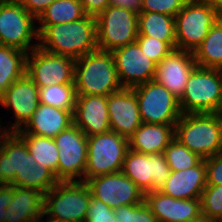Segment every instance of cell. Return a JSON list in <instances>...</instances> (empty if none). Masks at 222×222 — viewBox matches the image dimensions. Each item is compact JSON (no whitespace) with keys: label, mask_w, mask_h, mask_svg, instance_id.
<instances>
[{"label":"cell","mask_w":222,"mask_h":222,"mask_svg":"<svg viewBox=\"0 0 222 222\" xmlns=\"http://www.w3.org/2000/svg\"><path fill=\"white\" fill-rule=\"evenodd\" d=\"M58 182L49 168L36 163L24 140L10 132L0 151V184L35 188L45 194Z\"/></svg>","instance_id":"obj_1"},{"label":"cell","mask_w":222,"mask_h":222,"mask_svg":"<svg viewBox=\"0 0 222 222\" xmlns=\"http://www.w3.org/2000/svg\"><path fill=\"white\" fill-rule=\"evenodd\" d=\"M38 47L74 60L97 50L96 20L86 15L82 19L46 26L39 34Z\"/></svg>","instance_id":"obj_2"},{"label":"cell","mask_w":222,"mask_h":222,"mask_svg":"<svg viewBox=\"0 0 222 222\" xmlns=\"http://www.w3.org/2000/svg\"><path fill=\"white\" fill-rule=\"evenodd\" d=\"M174 138L202 159L222 152V113L182 114Z\"/></svg>","instance_id":"obj_3"},{"label":"cell","mask_w":222,"mask_h":222,"mask_svg":"<svg viewBox=\"0 0 222 222\" xmlns=\"http://www.w3.org/2000/svg\"><path fill=\"white\" fill-rule=\"evenodd\" d=\"M76 95L108 96L123 88L109 51L95 50L75 60Z\"/></svg>","instance_id":"obj_4"},{"label":"cell","mask_w":222,"mask_h":222,"mask_svg":"<svg viewBox=\"0 0 222 222\" xmlns=\"http://www.w3.org/2000/svg\"><path fill=\"white\" fill-rule=\"evenodd\" d=\"M179 104L182 114L222 113V70L197 66Z\"/></svg>","instance_id":"obj_5"},{"label":"cell","mask_w":222,"mask_h":222,"mask_svg":"<svg viewBox=\"0 0 222 222\" xmlns=\"http://www.w3.org/2000/svg\"><path fill=\"white\" fill-rule=\"evenodd\" d=\"M91 196L85 181H59L44 194L43 214L61 222H85Z\"/></svg>","instance_id":"obj_6"},{"label":"cell","mask_w":222,"mask_h":222,"mask_svg":"<svg viewBox=\"0 0 222 222\" xmlns=\"http://www.w3.org/2000/svg\"><path fill=\"white\" fill-rule=\"evenodd\" d=\"M138 13L132 7L110 4L96 17L97 49L112 52L138 37Z\"/></svg>","instance_id":"obj_7"},{"label":"cell","mask_w":222,"mask_h":222,"mask_svg":"<svg viewBox=\"0 0 222 222\" xmlns=\"http://www.w3.org/2000/svg\"><path fill=\"white\" fill-rule=\"evenodd\" d=\"M221 16L207 0H188L175 16L176 49L194 52Z\"/></svg>","instance_id":"obj_8"},{"label":"cell","mask_w":222,"mask_h":222,"mask_svg":"<svg viewBox=\"0 0 222 222\" xmlns=\"http://www.w3.org/2000/svg\"><path fill=\"white\" fill-rule=\"evenodd\" d=\"M128 149L129 140L114 131L88 136L84 181L121 171Z\"/></svg>","instance_id":"obj_9"},{"label":"cell","mask_w":222,"mask_h":222,"mask_svg":"<svg viewBox=\"0 0 222 222\" xmlns=\"http://www.w3.org/2000/svg\"><path fill=\"white\" fill-rule=\"evenodd\" d=\"M143 123L176 125L182 111L179 99L155 79L132 88Z\"/></svg>","instance_id":"obj_10"},{"label":"cell","mask_w":222,"mask_h":222,"mask_svg":"<svg viewBox=\"0 0 222 222\" xmlns=\"http://www.w3.org/2000/svg\"><path fill=\"white\" fill-rule=\"evenodd\" d=\"M34 20L18 0H0V45L27 53L37 48L38 43L31 46L32 38L38 40Z\"/></svg>","instance_id":"obj_11"},{"label":"cell","mask_w":222,"mask_h":222,"mask_svg":"<svg viewBox=\"0 0 222 222\" xmlns=\"http://www.w3.org/2000/svg\"><path fill=\"white\" fill-rule=\"evenodd\" d=\"M53 140L57 145L59 158L57 179L59 181H84L87 165V136L73 123L58 133Z\"/></svg>","instance_id":"obj_12"},{"label":"cell","mask_w":222,"mask_h":222,"mask_svg":"<svg viewBox=\"0 0 222 222\" xmlns=\"http://www.w3.org/2000/svg\"><path fill=\"white\" fill-rule=\"evenodd\" d=\"M27 53L26 74L38 88L57 84H74L75 60L49 53L37 47Z\"/></svg>","instance_id":"obj_13"},{"label":"cell","mask_w":222,"mask_h":222,"mask_svg":"<svg viewBox=\"0 0 222 222\" xmlns=\"http://www.w3.org/2000/svg\"><path fill=\"white\" fill-rule=\"evenodd\" d=\"M121 172L146 193L160 190L171 171L164 153L145 154L128 149Z\"/></svg>","instance_id":"obj_14"},{"label":"cell","mask_w":222,"mask_h":222,"mask_svg":"<svg viewBox=\"0 0 222 222\" xmlns=\"http://www.w3.org/2000/svg\"><path fill=\"white\" fill-rule=\"evenodd\" d=\"M92 197L115 209L142 203L145 193L121 171L100 175L86 181Z\"/></svg>","instance_id":"obj_15"},{"label":"cell","mask_w":222,"mask_h":222,"mask_svg":"<svg viewBox=\"0 0 222 222\" xmlns=\"http://www.w3.org/2000/svg\"><path fill=\"white\" fill-rule=\"evenodd\" d=\"M111 53L122 87L134 88L155 78L157 64L143 53L137 42Z\"/></svg>","instance_id":"obj_16"},{"label":"cell","mask_w":222,"mask_h":222,"mask_svg":"<svg viewBox=\"0 0 222 222\" xmlns=\"http://www.w3.org/2000/svg\"><path fill=\"white\" fill-rule=\"evenodd\" d=\"M12 107L15 114V123L8 129L16 132L23 128L38 108L39 88L34 81L25 74L13 82L10 87L0 95V105Z\"/></svg>","instance_id":"obj_17"},{"label":"cell","mask_w":222,"mask_h":222,"mask_svg":"<svg viewBox=\"0 0 222 222\" xmlns=\"http://www.w3.org/2000/svg\"><path fill=\"white\" fill-rule=\"evenodd\" d=\"M111 131L129 139L143 123L138 100L132 88H121L108 95Z\"/></svg>","instance_id":"obj_18"},{"label":"cell","mask_w":222,"mask_h":222,"mask_svg":"<svg viewBox=\"0 0 222 222\" xmlns=\"http://www.w3.org/2000/svg\"><path fill=\"white\" fill-rule=\"evenodd\" d=\"M197 66L193 52L176 49L157 63L154 79L180 99Z\"/></svg>","instance_id":"obj_19"},{"label":"cell","mask_w":222,"mask_h":222,"mask_svg":"<svg viewBox=\"0 0 222 222\" xmlns=\"http://www.w3.org/2000/svg\"><path fill=\"white\" fill-rule=\"evenodd\" d=\"M108 96L77 95L73 123L88 137L111 131Z\"/></svg>","instance_id":"obj_20"},{"label":"cell","mask_w":222,"mask_h":222,"mask_svg":"<svg viewBox=\"0 0 222 222\" xmlns=\"http://www.w3.org/2000/svg\"><path fill=\"white\" fill-rule=\"evenodd\" d=\"M144 201L158 222H188L202 215L200 199H175L154 190L145 193Z\"/></svg>","instance_id":"obj_21"},{"label":"cell","mask_w":222,"mask_h":222,"mask_svg":"<svg viewBox=\"0 0 222 222\" xmlns=\"http://www.w3.org/2000/svg\"><path fill=\"white\" fill-rule=\"evenodd\" d=\"M207 186L204 159L182 171H171L160 192L175 199H200Z\"/></svg>","instance_id":"obj_22"},{"label":"cell","mask_w":222,"mask_h":222,"mask_svg":"<svg viewBox=\"0 0 222 222\" xmlns=\"http://www.w3.org/2000/svg\"><path fill=\"white\" fill-rule=\"evenodd\" d=\"M73 124V113L70 110L59 109L40 103L25 128L16 131L17 134H31L54 138L58 133Z\"/></svg>","instance_id":"obj_23"},{"label":"cell","mask_w":222,"mask_h":222,"mask_svg":"<svg viewBox=\"0 0 222 222\" xmlns=\"http://www.w3.org/2000/svg\"><path fill=\"white\" fill-rule=\"evenodd\" d=\"M175 137V125L142 123L129 140V149L145 153H163Z\"/></svg>","instance_id":"obj_24"},{"label":"cell","mask_w":222,"mask_h":222,"mask_svg":"<svg viewBox=\"0 0 222 222\" xmlns=\"http://www.w3.org/2000/svg\"><path fill=\"white\" fill-rule=\"evenodd\" d=\"M44 193L35 188L13 186V199L4 222H24L43 214Z\"/></svg>","instance_id":"obj_25"},{"label":"cell","mask_w":222,"mask_h":222,"mask_svg":"<svg viewBox=\"0 0 222 222\" xmlns=\"http://www.w3.org/2000/svg\"><path fill=\"white\" fill-rule=\"evenodd\" d=\"M137 26L138 36L159 39L176 50L175 17L158 12H139Z\"/></svg>","instance_id":"obj_26"},{"label":"cell","mask_w":222,"mask_h":222,"mask_svg":"<svg viewBox=\"0 0 222 222\" xmlns=\"http://www.w3.org/2000/svg\"><path fill=\"white\" fill-rule=\"evenodd\" d=\"M193 55L199 67L222 70V17L210 28Z\"/></svg>","instance_id":"obj_27"},{"label":"cell","mask_w":222,"mask_h":222,"mask_svg":"<svg viewBox=\"0 0 222 222\" xmlns=\"http://www.w3.org/2000/svg\"><path fill=\"white\" fill-rule=\"evenodd\" d=\"M27 52L0 45V95L26 74Z\"/></svg>","instance_id":"obj_28"},{"label":"cell","mask_w":222,"mask_h":222,"mask_svg":"<svg viewBox=\"0 0 222 222\" xmlns=\"http://www.w3.org/2000/svg\"><path fill=\"white\" fill-rule=\"evenodd\" d=\"M85 16L79 0H55L37 19L41 24L37 28V32L39 34L48 25L73 22Z\"/></svg>","instance_id":"obj_29"},{"label":"cell","mask_w":222,"mask_h":222,"mask_svg":"<svg viewBox=\"0 0 222 222\" xmlns=\"http://www.w3.org/2000/svg\"><path fill=\"white\" fill-rule=\"evenodd\" d=\"M18 135L24 140L36 163L45 165L57 178L59 152L55 141L52 138L31 134Z\"/></svg>","instance_id":"obj_30"},{"label":"cell","mask_w":222,"mask_h":222,"mask_svg":"<svg viewBox=\"0 0 222 222\" xmlns=\"http://www.w3.org/2000/svg\"><path fill=\"white\" fill-rule=\"evenodd\" d=\"M75 84H57L39 88V102L72 113L76 101Z\"/></svg>","instance_id":"obj_31"},{"label":"cell","mask_w":222,"mask_h":222,"mask_svg":"<svg viewBox=\"0 0 222 222\" xmlns=\"http://www.w3.org/2000/svg\"><path fill=\"white\" fill-rule=\"evenodd\" d=\"M163 153L170 167V171H182L197 166L203 160L199 155L190 151L175 138L165 148Z\"/></svg>","instance_id":"obj_32"},{"label":"cell","mask_w":222,"mask_h":222,"mask_svg":"<svg viewBox=\"0 0 222 222\" xmlns=\"http://www.w3.org/2000/svg\"><path fill=\"white\" fill-rule=\"evenodd\" d=\"M200 201L203 216L216 222L222 219V186L207 185Z\"/></svg>","instance_id":"obj_33"},{"label":"cell","mask_w":222,"mask_h":222,"mask_svg":"<svg viewBox=\"0 0 222 222\" xmlns=\"http://www.w3.org/2000/svg\"><path fill=\"white\" fill-rule=\"evenodd\" d=\"M115 222H158L145 201L114 209Z\"/></svg>","instance_id":"obj_34"},{"label":"cell","mask_w":222,"mask_h":222,"mask_svg":"<svg viewBox=\"0 0 222 222\" xmlns=\"http://www.w3.org/2000/svg\"><path fill=\"white\" fill-rule=\"evenodd\" d=\"M136 42L141 50L156 64L168 56L174 49L167 43L153 37L138 36Z\"/></svg>","instance_id":"obj_35"},{"label":"cell","mask_w":222,"mask_h":222,"mask_svg":"<svg viewBox=\"0 0 222 222\" xmlns=\"http://www.w3.org/2000/svg\"><path fill=\"white\" fill-rule=\"evenodd\" d=\"M188 0H141L139 12H158L175 17Z\"/></svg>","instance_id":"obj_36"},{"label":"cell","mask_w":222,"mask_h":222,"mask_svg":"<svg viewBox=\"0 0 222 222\" xmlns=\"http://www.w3.org/2000/svg\"><path fill=\"white\" fill-rule=\"evenodd\" d=\"M85 222H115L114 209L91 196Z\"/></svg>","instance_id":"obj_37"},{"label":"cell","mask_w":222,"mask_h":222,"mask_svg":"<svg viewBox=\"0 0 222 222\" xmlns=\"http://www.w3.org/2000/svg\"><path fill=\"white\" fill-rule=\"evenodd\" d=\"M207 185L222 186V152L204 159Z\"/></svg>","instance_id":"obj_38"},{"label":"cell","mask_w":222,"mask_h":222,"mask_svg":"<svg viewBox=\"0 0 222 222\" xmlns=\"http://www.w3.org/2000/svg\"><path fill=\"white\" fill-rule=\"evenodd\" d=\"M21 5L37 20L45 9L55 0H18Z\"/></svg>","instance_id":"obj_39"},{"label":"cell","mask_w":222,"mask_h":222,"mask_svg":"<svg viewBox=\"0 0 222 222\" xmlns=\"http://www.w3.org/2000/svg\"><path fill=\"white\" fill-rule=\"evenodd\" d=\"M86 15L96 17L103 12L110 4L111 0H79Z\"/></svg>","instance_id":"obj_40"},{"label":"cell","mask_w":222,"mask_h":222,"mask_svg":"<svg viewBox=\"0 0 222 222\" xmlns=\"http://www.w3.org/2000/svg\"><path fill=\"white\" fill-rule=\"evenodd\" d=\"M13 199V185H0V222H4V217L7 214L6 207L10 205Z\"/></svg>","instance_id":"obj_41"},{"label":"cell","mask_w":222,"mask_h":222,"mask_svg":"<svg viewBox=\"0 0 222 222\" xmlns=\"http://www.w3.org/2000/svg\"><path fill=\"white\" fill-rule=\"evenodd\" d=\"M141 0H111V4L139 9Z\"/></svg>","instance_id":"obj_42"},{"label":"cell","mask_w":222,"mask_h":222,"mask_svg":"<svg viewBox=\"0 0 222 222\" xmlns=\"http://www.w3.org/2000/svg\"><path fill=\"white\" fill-rule=\"evenodd\" d=\"M209 1L217 10L218 14L222 17V0H207Z\"/></svg>","instance_id":"obj_43"},{"label":"cell","mask_w":222,"mask_h":222,"mask_svg":"<svg viewBox=\"0 0 222 222\" xmlns=\"http://www.w3.org/2000/svg\"><path fill=\"white\" fill-rule=\"evenodd\" d=\"M0 129H1V124H0ZM11 131L7 128V129H4V131H0V151L2 149V144H3V141L5 140V138L8 136V134L10 133ZM2 141V142H1Z\"/></svg>","instance_id":"obj_44"},{"label":"cell","mask_w":222,"mask_h":222,"mask_svg":"<svg viewBox=\"0 0 222 222\" xmlns=\"http://www.w3.org/2000/svg\"><path fill=\"white\" fill-rule=\"evenodd\" d=\"M188 222H216V221L208 219L205 216L201 215L200 217L194 219L193 221H188Z\"/></svg>","instance_id":"obj_45"},{"label":"cell","mask_w":222,"mask_h":222,"mask_svg":"<svg viewBox=\"0 0 222 222\" xmlns=\"http://www.w3.org/2000/svg\"><path fill=\"white\" fill-rule=\"evenodd\" d=\"M43 216H45L44 214H40L35 218H32L30 220L24 221V222H43V220H41V218H43Z\"/></svg>","instance_id":"obj_46"},{"label":"cell","mask_w":222,"mask_h":222,"mask_svg":"<svg viewBox=\"0 0 222 222\" xmlns=\"http://www.w3.org/2000/svg\"><path fill=\"white\" fill-rule=\"evenodd\" d=\"M46 220H47L46 222H61V221L54 220V219L49 218V217H47V219H46ZM43 222H45V221H43Z\"/></svg>","instance_id":"obj_47"}]
</instances>
